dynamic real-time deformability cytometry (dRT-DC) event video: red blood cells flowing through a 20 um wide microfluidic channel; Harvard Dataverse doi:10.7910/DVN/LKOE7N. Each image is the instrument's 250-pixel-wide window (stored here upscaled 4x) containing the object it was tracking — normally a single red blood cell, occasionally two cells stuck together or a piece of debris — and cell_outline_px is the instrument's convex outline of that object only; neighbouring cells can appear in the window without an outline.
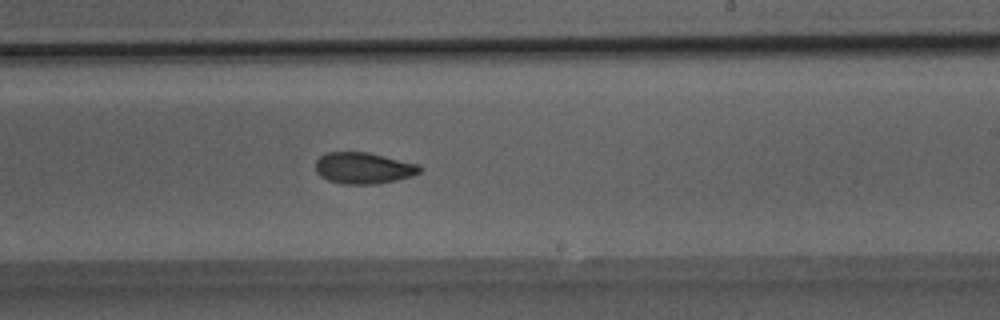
{"species": "Egyptian fruit bat (a non-hibernating species)", "species_latin": "Rousettus aegyptiacus", "temperature_condition": "room temperature", "stored_images_in_passage": 36, "camera_frame_rate_fps": 3000, "um_per_image_px": 0.085, "animal": {"sex": "male"}, "frame": {"image": 1, "passage_image": 20, "time_ms": 6.333, "image_size_px": [1000, 320], "cell_outline_px": [[424, 168], [420, 172], [412, 176], [380, 184], [344, 184], [328, 180], [320, 176], [316, 172], [316, 160], [320, 156], [328, 152], [368, 152], [420, 164]], "centroid_in_image_um": [30.93, 14.29], "position_along_channel_um": 258.1, "area_um2": 19.25}}
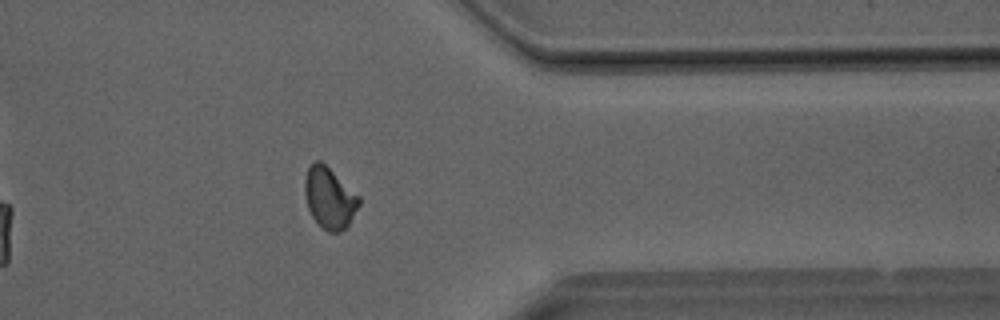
{"frame": {"image": 2, "passage_image": 28, "time_ms": 9.0, "image_size_px": [1000, 320], "cell_outline_px": [[360, 204], [348, 224], [340, 232], [328, 232], [312, 216], [308, 208], [304, 192], [304, 180], [308, 168], [316, 160], [320, 160], [360, 196]], "centroid_in_image_um": [28.0, 16.81], "position_along_channel_um": 383.4, "area_um2": 19.07}}
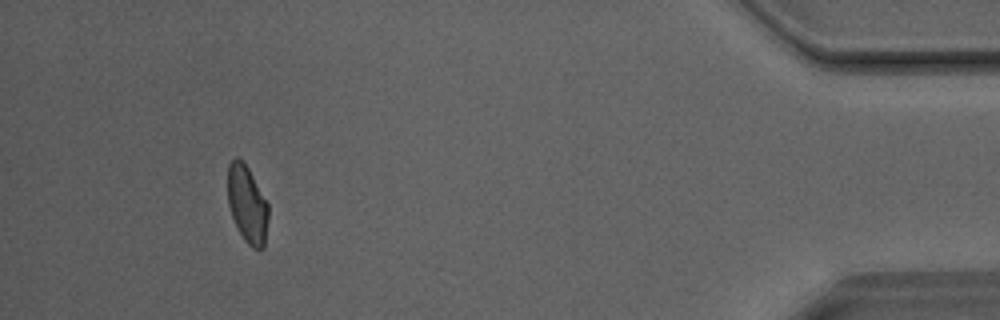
{"frame": {"image": 3, "passage_image": 33, "time_ms": 10.667, "image_size_px": [1000, 320], "cell_outline_px": [[268, 220], [264, 248], [252, 248], [244, 240], [232, 216], [228, 204], [228, 164], [236, 156], [248, 168], [268, 204]], "centroid_in_image_um": [21.01, 17.38], "position_along_channel_um": 414.2, "area_um2": 18.03}}